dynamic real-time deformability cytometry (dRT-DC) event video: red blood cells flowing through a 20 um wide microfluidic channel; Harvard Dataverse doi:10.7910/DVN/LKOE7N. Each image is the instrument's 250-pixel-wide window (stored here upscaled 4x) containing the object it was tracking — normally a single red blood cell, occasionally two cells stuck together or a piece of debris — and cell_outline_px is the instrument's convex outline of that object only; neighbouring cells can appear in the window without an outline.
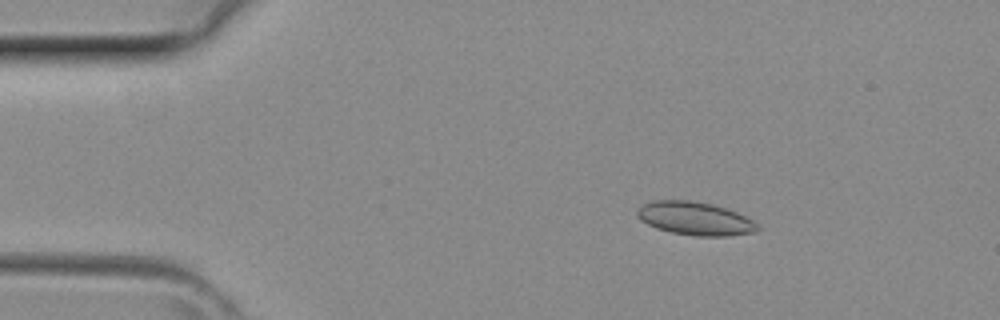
{"species": "common noctule bat (a hibernating species)", "species_latin": "Nyctalus noctula", "temperature_condition": "room temperature", "stored_images_in_passage": 3, "camera_frame_rate_fps": 3000, "um_per_image_px": 0.085, "animal": {"sex": "female", "body_mass_g": 29.2, "forearm_length_mm": 56.3}, "frame": {"image": 1, "passage_image": 2, "time_ms": 0.333, "image_size_px": [1000, 320], "cell_outline_px": [[760, 228], [756, 232], [728, 236], [696, 236], [672, 232], [656, 228], [640, 220], [636, 216], [636, 212], [644, 204], [652, 200], [692, 200], [712, 204], [748, 216]], "centroid_in_image_um": [59.08, 18.57], "position_along_channel_um": 25.9, "area_um2": 23.35}}